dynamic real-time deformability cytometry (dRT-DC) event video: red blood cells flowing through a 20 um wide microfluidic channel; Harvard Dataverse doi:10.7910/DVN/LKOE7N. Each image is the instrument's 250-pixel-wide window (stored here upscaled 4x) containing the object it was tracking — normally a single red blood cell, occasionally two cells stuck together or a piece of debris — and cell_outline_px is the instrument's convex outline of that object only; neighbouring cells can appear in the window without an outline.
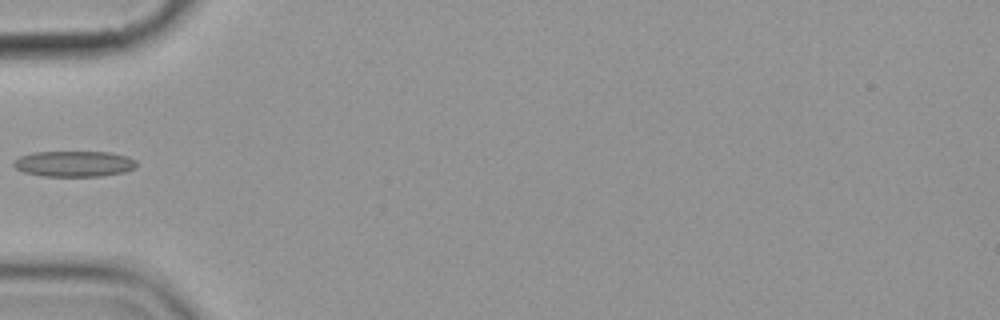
{"species": "common noctule bat (a hibernating species)", "species_latin": "Nyctalus noctula", "temperature_condition": "cold", "stored_images_in_passage": 2, "camera_frame_rate_fps": 3000, "um_per_image_px": 0.085, "animal": {"sex": "female", "body_mass_g": 19.9}, "frame": {"image": 1, "passage_image": 1, "time_ms": 0.0, "image_size_px": [1000, 320], "cell_outline_px": [[136, 168], [124, 172], [100, 176], [44, 176], [24, 172], [16, 168], [12, 164], [20, 156], [32, 152], [112, 152], [128, 156], [136, 160]], "centroid_in_image_um": [6.33, 13.91], "position_along_channel_um": 78.7, "area_um2": 18.5}}
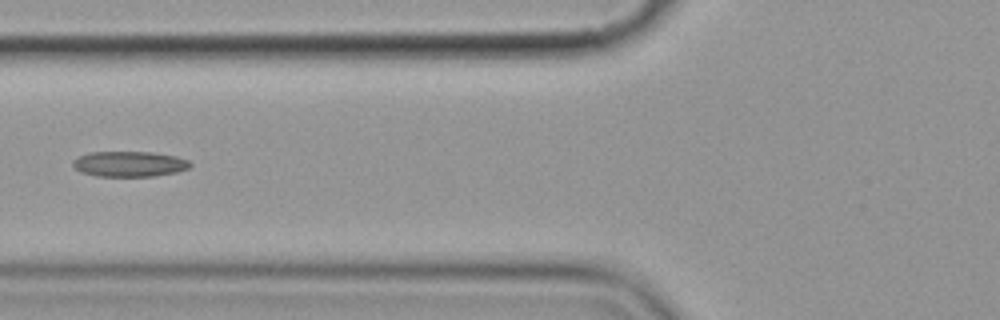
{"frame": {"image": 2, "passage_image": 2, "time_ms": 1.0, "image_size_px": [1000, 320], "cell_outline_px": [[192, 164], [188, 168], [176, 172], [156, 176], [96, 176], [80, 172], [72, 164], [72, 160], [80, 156], [92, 152], [152, 152], [176, 156], [188, 160]], "centroid_in_image_um": [11.0, 13.94], "position_along_channel_um": 114.8, "area_um2": 17.34}}